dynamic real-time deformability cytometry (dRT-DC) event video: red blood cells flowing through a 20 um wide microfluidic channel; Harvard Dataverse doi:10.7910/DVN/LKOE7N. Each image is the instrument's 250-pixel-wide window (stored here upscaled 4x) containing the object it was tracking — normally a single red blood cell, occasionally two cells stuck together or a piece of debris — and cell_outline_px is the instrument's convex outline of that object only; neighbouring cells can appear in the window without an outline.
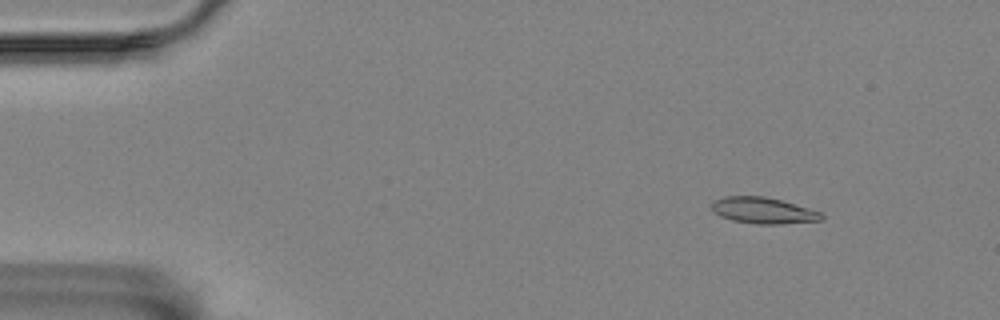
{"species": "Egyptian fruit bat (a non-hibernating species)", "species_latin": "Rousettus aegyptiacus", "temperature_condition": "room temperature", "stored_images_in_passage": 58, "camera_frame_rate_fps": 3000, "um_per_image_px": 0.085, "animal": {"sex": "female"}, "frame": {"image": 1, "passage_image": 7, "time_ms": 2.0, "image_size_px": [1000, 320], "cell_outline_px": [[824, 220], [780, 224], [756, 224], [732, 220], [720, 216], [712, 208], [712, 204], [716, 200], [724, 196], [764, 196], [780, 200], [820, 212], [824, 216]], "centroid_in_image_um": [64.89, 17.9], "position_along_channel_um": 20.1, "area_um2": 16.53}}
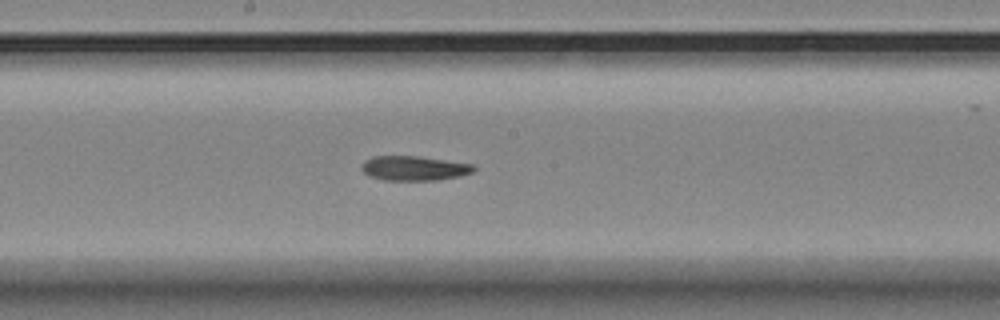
{"frame": {"image": 2, "passage_image": 31, "time_ms": 10.0, "image_size_px": [1000, 320], "cell_outline_px": [[476, 168], [472, 172], [460, 176], [436, 180], [384, 180], [368, 176], [360, 168], [360, 164], [364, 160], [372, 156], [416, 156], [476, 164]], "centroid_in_image_um": [35.17, 14.29], "position_along_channel_um": 213.0, "area_um2": 16.24}}
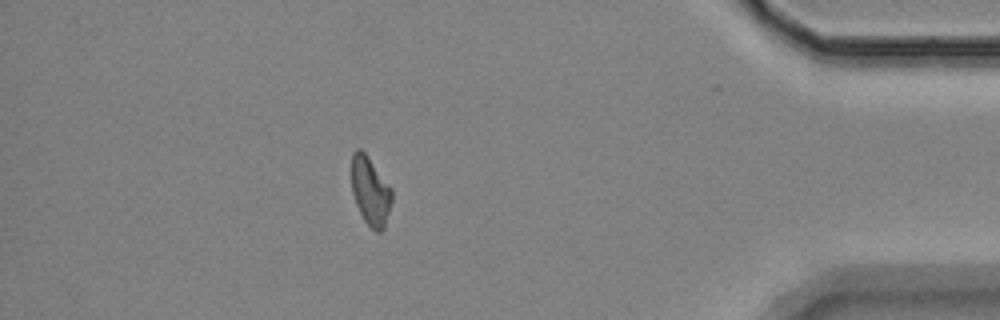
{"frame": {"image": 3, "passage_image": 51, "time_ms": 16.667, "image_size_px": [1000, 320], "cell_outline_px": [[392, 200], [384, 228], [380, 232], [376, 232], [364, 220], [356, 204], [352, 192], [352, 152], [356, 148], [360, 148], [368, 156], [392, 188]], "centroid_in_image_um": [31.48, 16.22], "position_along_channel_um": 403.7, "area_um2": 16.07}, "authors_computed_cell_mechanics": {"area_um2": 16.3285, "velocity_mm_per_s": 3.4755, "shape_relaxation_time_tau1_ms": 6.979, "shape_relaxation_time_tau2_ms": null, "deformation_change_tau1": 0.1937, "deformation_change_tau2": null}}